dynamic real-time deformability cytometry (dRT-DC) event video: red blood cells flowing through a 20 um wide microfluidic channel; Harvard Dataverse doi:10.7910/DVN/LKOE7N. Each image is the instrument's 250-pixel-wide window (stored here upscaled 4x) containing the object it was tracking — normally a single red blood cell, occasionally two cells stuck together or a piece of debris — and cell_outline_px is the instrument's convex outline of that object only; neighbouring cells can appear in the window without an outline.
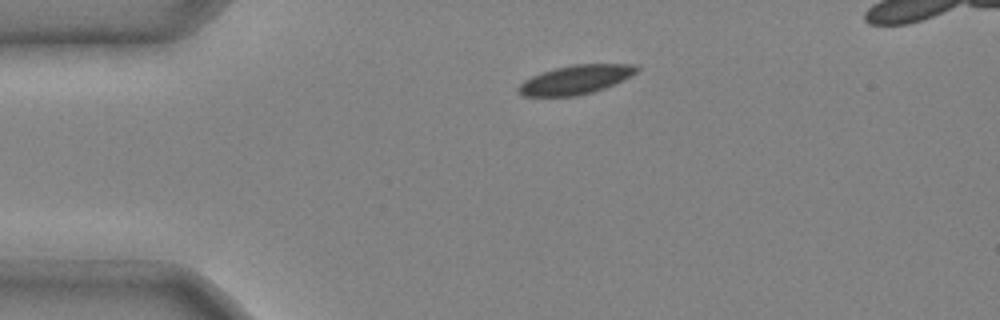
{"species": "common noctule bat (a hibernating species)", "species_latin": "Nyctalus noctula", "temperature_condition": "cold", "stored_images_in_passage": 2, "camera_frame_rate_fps": 3000, "um_per_image_px": 0.085, "animal": {"sex": "male", "body_mass_g": 20.4}, "frame": {"image": 1, "passage_image": 2, "time_ms": 0.333, "image_size_px": [1000, 320], "cell_outline_px": [[640, 68], [636, 72], [604, 88], [592, 92], [576, 96], [524, 96], [516, 88], [524, 80], [540, 72], [572, 64], [636, 64]], "centroid_in_image_um": [48.89, 6.76], "position_along_channel_um": 36.1, "area_um2": 19.71}}